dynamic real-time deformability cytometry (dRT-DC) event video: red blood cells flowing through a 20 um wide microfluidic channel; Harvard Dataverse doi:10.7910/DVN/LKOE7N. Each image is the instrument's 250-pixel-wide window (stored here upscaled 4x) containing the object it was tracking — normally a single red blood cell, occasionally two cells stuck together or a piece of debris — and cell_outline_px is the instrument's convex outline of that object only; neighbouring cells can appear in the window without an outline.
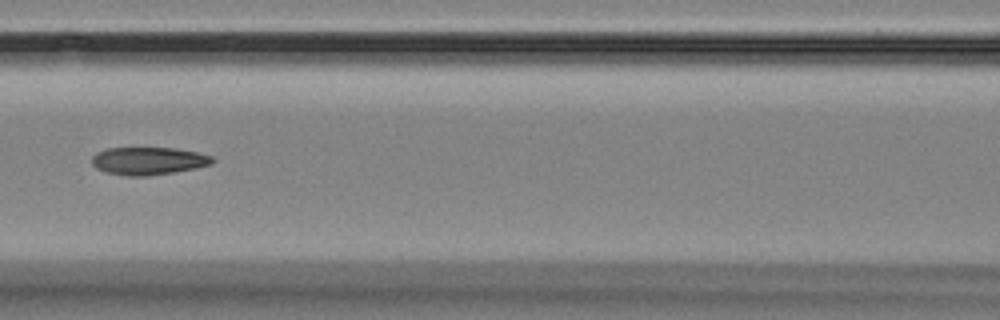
{"species": "Egyptian fruit bat (a non-hibernating species)", "species_latin": "Rousettus aegyptiacus", "temperature_condition": "room temperature", "stored_images_in_passage": 7, "camera_frame_rate_fps": 3000, "um_per_image_px": 0.085, "animal": {"sex": "female"}, "frame": {"image": 1, "passage_image": 5, "time_ms": 5.333, "image_size_px": [1000, 320], "cell_outline_px": [[216, 160], [212, 164], [196, 168], [148, 176], [128, 176], [104, 172], [96, 168], [92, 164], [92, 156], [96, 152], [108, 148], [176, 148], [196, 152], [212, 156]], "centroid_in_image_um": [12.61, 13.68], "position_along_channel_um": 154.0, "area_um2": 19.54}}
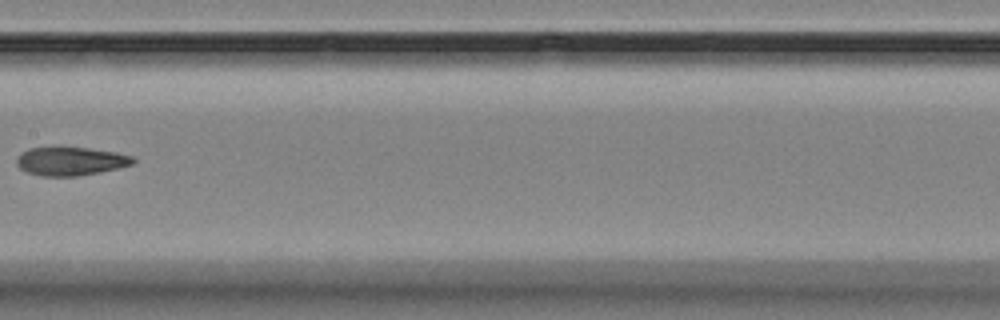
{"frame": {"image": 2, "passage_image": 6, "time_ms": 6.667, "image_size_px": [1000, 320], "cell_outline_px": [[136, 160], [132, 164], [100, 172], [76, 176], [40, 176], [28, 172], [20, 168], [16, 164], [16, 160], [20, 152], [28, 148], [56, 144], [88, 148], [116, 152], [132, 156]], "centroid_in_image_um": [5.93, 13.65], "position_along_channel_um": 201.5, "area_um2": 20.0}}
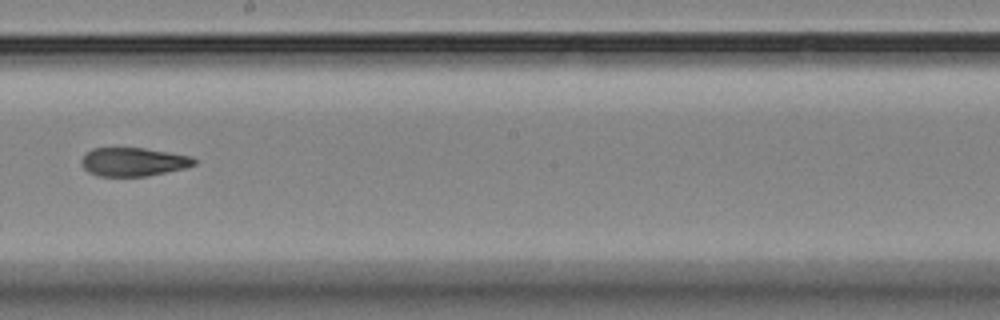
{"frame": {"image": 3, "passage_image": 7, "time_ms": 7.667, "image_size_px": [1000, 320], "cell_outline_px": [[196, 164], [184, 168], [144, 176], [100, 176], [88, 172], [80, 164], [80, 160], [84, 152], [92, 148], [144, 148], [192, 156], [196, 160]], "centroid_in_image_um": [11.28, 13.75], "position_along_channel_um": 236.9, "area_um2": 18.79}}